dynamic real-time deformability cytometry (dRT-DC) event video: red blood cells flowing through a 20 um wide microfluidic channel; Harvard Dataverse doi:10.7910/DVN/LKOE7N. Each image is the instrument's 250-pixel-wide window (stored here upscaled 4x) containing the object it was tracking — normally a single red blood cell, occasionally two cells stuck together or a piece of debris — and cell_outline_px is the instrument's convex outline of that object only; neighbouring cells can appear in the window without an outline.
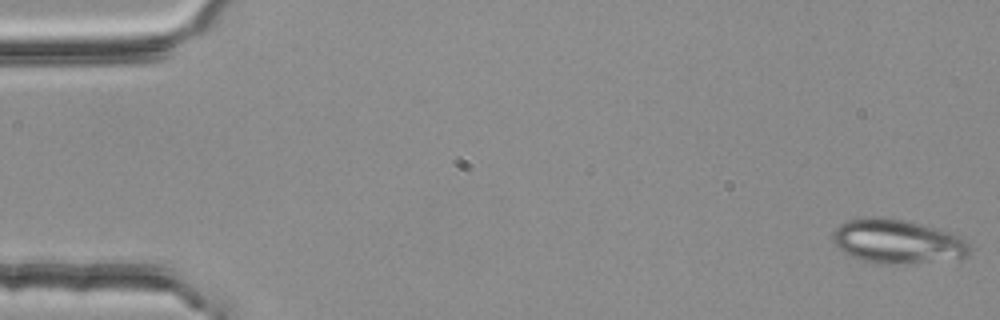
{"species": "common noctule bat (a hibernating species)", "species_latin": "Nyctalus noctula", "temperature_condition": "room temperature", "stored_images_in_passage": 53, "camera_frame_rate_fps": 3000, "um_per_image_px": 0.085, "animal": {"sex": "female", "body_mass_g": 25.1}, "frame": {"image": 1, "passage_image": 1, "time_ms": 0.0, "image_size_px": [1000, 320], "cell_outline_px": [[968, 256], [904, 264], [884, 264], [860, 260], [844, 252], [832, 240], [832, 232], [840, 224], [848, 220], [864, 216], [876, 216], [904, 220], [920, 224], [948, 232], [960, 236], [968, 244]], "centroid_in_image_um": [76.2, 20.51], "position_along_channel_um": 8.8, "area_um2": 34.74}}
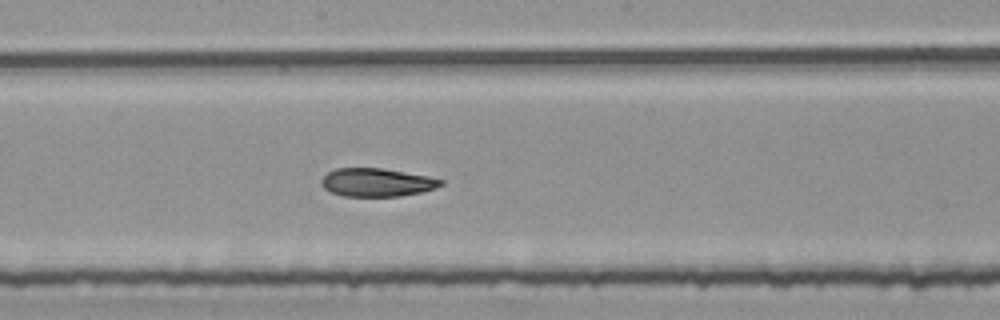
{"frame": {"image": 2, "passage_image": 29, "time_ms": 9.333, "image_size_px": [1000, 320], "cell_outline_px": [[444, 184], [436, 188], [420, 192], [400, 196], [344, 196], [332, 192], [324, 188], [320, 184], [320, 180], [328, 172], [336, 168], [380, 168], [428, 176], [444, 180]], "centroid_in_image_um": [32.02, 15.5], "position_along_channel_um": 216.2, "area_um2": 19.59}}
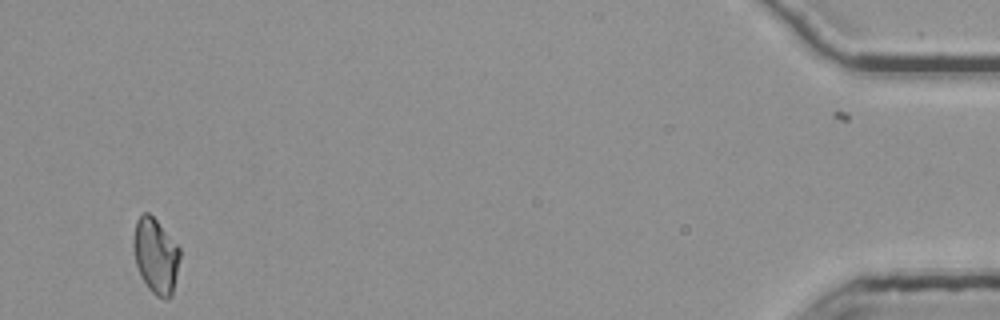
{"frame": {"image": 3, "passage_image": 52, "time_ms": 17.0, "image_size_px": [1000, 320], "cell_outline_px": [[180, 256], [172, 296], [168, 300], [164, 300], [156, 296], [148, 288], [136, 264], [132, 244], [132, 240], [136, 220], [144, 212], [148, 212], [156, 220], [180, 248]], "centroid_in_image_um": [13.23, 21.76], "position_along_channel_um": 422.0, "area_um2": 20.29}, "authors_computed_cell_mechanics": {"area_um2": 20.8658, "velocity_mm_per_s": 3.7994, "shape_relaxation_time_tau1_ms": null, "shape_relaxation_time_tau2_ms": 4.9086, "deformation_change_tau1": null, "deformation_change_tau2": 0.0741}}